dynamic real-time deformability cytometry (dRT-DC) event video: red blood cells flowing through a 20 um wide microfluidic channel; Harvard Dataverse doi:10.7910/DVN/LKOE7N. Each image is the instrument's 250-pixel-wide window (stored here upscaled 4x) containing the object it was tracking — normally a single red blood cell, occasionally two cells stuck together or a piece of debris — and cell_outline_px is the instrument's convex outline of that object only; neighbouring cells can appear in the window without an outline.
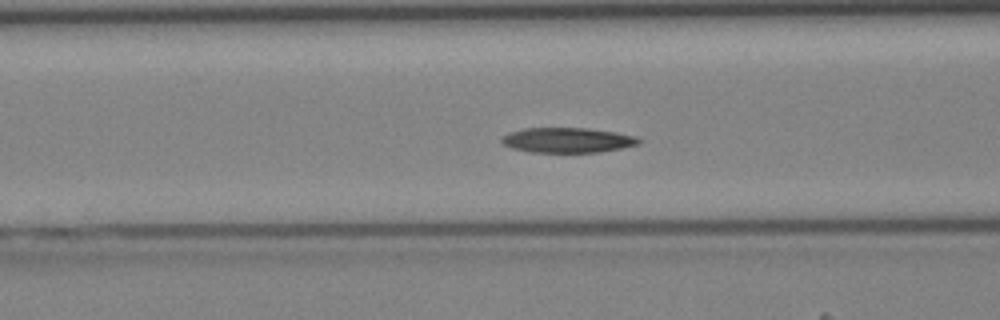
{"species": "Egyptian fruit bat (a non-hibernating species)", "species_latin": "Rousettus aegyptiacus", "temperature_condition": "cold", "stored_images_in_passage": 43, "camera_frame_rate_fps": 3000, "um_per_image_px": 0.085, "animal": {"sex": "female"}, "frame": {"image": 1, "passage_image": 17, "time_ms": 5.333, "image_size_px": [1000, 320], "cell_outline_px": [[644, 140], [640, 144], [600, 152], [532, 152], [512, 148], [504, 144], [500, 140], [508, 132], [524, 128], [588, 128], [636, 136]], "centroid_in_image_um": [48.25, 11.91], "position_along_channel_um": 118.3, "area_um2": 19.94}}
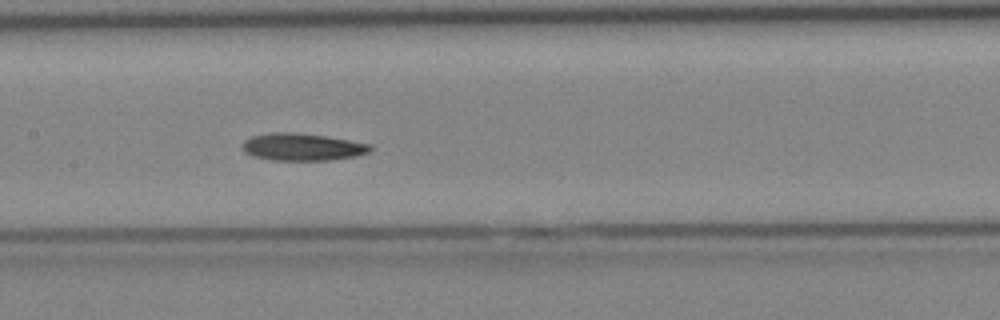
{"frame": {"image": 2, "passage_image": 21, "time_ms": 6.667, "image_size_px": [1000, 320], "cell_outline_px": [[372, 148], [368, 152], [356, 156], [328, 160], [272, 160], [252, 156], [244, 152], [244, 140], [252, 136], [272, 132], [292, 132], [324, 136], [348, 140], [368, 144]], "centroid_in_image_um": [25.66, 12.49], "position_along_channel_um": 181.7, "area_um2": 20.06}}
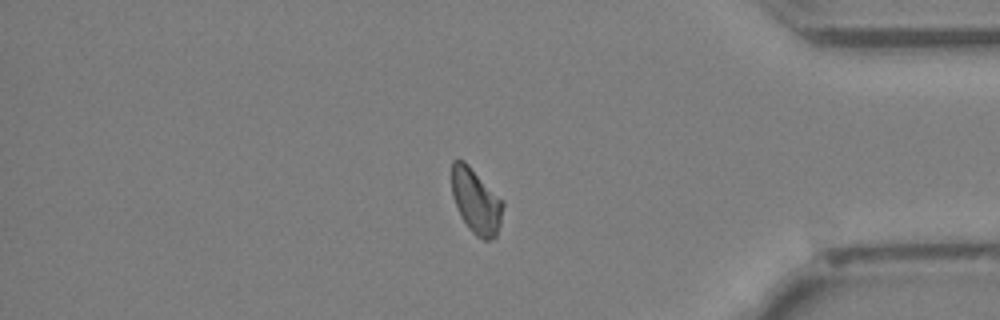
{"frame": {"image": 3, "passage_image": 36, "time_ms": 11.667, "image_size_px": [1000, 320], "cell_outline_px": [[504, 204], [500, 224], [496, 236], [492, 240], [484, 240], [476, 236], [468, 228], [460, 216], [452, 196], [452, 160], [464, 160], [504, 200]], "centroid_in_image_um": [40.47, 17.11], "position_along_channel_um": 394.7, "area_um2": 19.59}}